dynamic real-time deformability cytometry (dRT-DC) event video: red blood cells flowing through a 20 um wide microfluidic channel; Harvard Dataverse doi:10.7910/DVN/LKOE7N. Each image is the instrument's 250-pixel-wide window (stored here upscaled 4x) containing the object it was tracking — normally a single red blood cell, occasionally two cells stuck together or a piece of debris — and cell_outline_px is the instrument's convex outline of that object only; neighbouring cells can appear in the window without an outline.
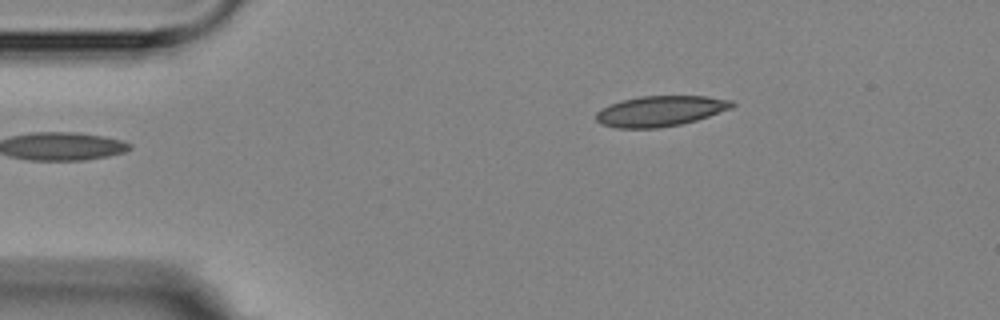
{"species": "Egyptian fruit bat (a non-hibernating species)", "species_latin": "Rousettus aegyptiacus", "temperature_condition": "room temperature", "stored_images_in_passage": 3, "camera_frame_rate_fps": 3000, "um_per_image_px": 0.085, "animal": {"sex": "female"}, "frame": {"image": 1, "passage_image": 3, "time_ms": 2.333, "image_size_px": [1000, 320], "cell_outline_px": [[736, 104], [732, 108], [696, 120], [680, 124], [660, 128], [616, 128], [600, 124], [596, 120], [596, 112], [600, 108], [624, 100], [640, 96], [708, 96], [732, 100]], "centroid_in_image_um": [56.13, 9.44], "position_along_channel_um": 28.9, "area_um2": 24.16}}